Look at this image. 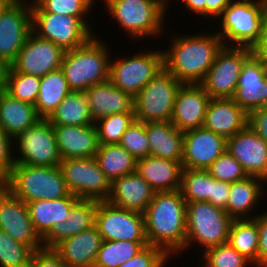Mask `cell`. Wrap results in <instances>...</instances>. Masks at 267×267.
Returning a JSON list of instances; mask_svg holds the SVG:
<instances>
[{"label":"cell","instance_id":"obj_54","mask_svg":"<svg viewBox=\"0 0 267 267\" xmlns=\"http://www.w3.org/2000/svg\"><path fill=\"white\" fill-rule=\"evenodd\" d=\"M190 11L206 17V0H180Z\"/></svg>","mask_w":267,"mask_h":267},{"label":"cell","instance_id":"obj_39","mask_svg":"<svg viewBox=\"0 0 267 267\" xmlns=\"http://www.w3.org/2000/svg\"><path fill=\"white\" fill-rule=\"evenodd\" d=\"M94 2V0H35L31 3V12L75 16L90 29L88 21L83 17L89 13L88 11L91 10Z\"/></svg>","mask_w":267,"mask_h":267},{"label":"cell","instance_id":"obj_22","mask_svg":"<svg viewBox=\"0 0 267 267\" xmlns=\"http://www.w3.org/2000/svg\"><path fill=\"white\" fill-rule=\"evenodd\" d=\"M61 159L95 157L99 148L95 124H52Z\"/></svg>","mask_w":267,"mask_h":267},{"label":"cell","instance_id":"obj_31","mask_svg":"<svg viewBox=\"0 0 267 267\" xmlns=\"http://www.w3.org/2000/svg\"><path fill=\"white\" fill-rule=\"evenodd\" d=\"M78 200V197L70 193L67 197L55 200H35L26 203L38 235L43 239L55 224L68 220V214Z\"/></svg>","mask_w":267,"mask_h":267},{"label":"cell","instance_id":"obj_41","mask_svg":"<svg viewBox=\"0 0 267 267\" xmlns=\"http://www.w3.org/2000/svg\"><path fill=\"white\" fill-rule=\"evenodd\" d=\"M134 120V113H115L96 122L99 145L119 144L122 135Z\"/></svg>","mask_w":267,"mask_h":267},{"label":"cell","instance_id":"obj_55","mask_svg":"<svg viewBox=\"0 0 267 267\" xmlns=\"http://www.w3.org/2000/svg\"><path fill=\"white\" fill-rule=\"evenodd\" d=\"M9 67V65L0 59V92L4 91L6 88L7 72Z\"/></svg>","mask_w":267,"mask_h":267},{"label":"cell","instance_id":"obj_34","mask_svg":"<svg viewBox=\"0 0 267 267\" xmlns=\"http://www.w3.org/2000/svg\"><path fill=\"white\" fill-rule=\"evenodd\" d=\"M51 124L83 126L93 124L85 92L71 91L47 118Z\"/></svg>","mask_w":267,"mask_h":267},{"label":"cell","instance_id":"obj_20","mask_svg":"<svg viewBox=\"0 0 267 267\" xmlns=\"http://www.w3.org/2000/svg\"><path fill=\"white\" fill-rule=\"evenodd\" d=\"M234 101L248 114L267 107V63L253 55L244 64L239 76Z\"/></svg>","mask_w":267,"mask_h":267},{"label":"cell","instance_id":"obj_15","mask_svg":"<svg viewBox=\"0 0 267 267\" xmlns=\"http://www.w3.org/2000/svg\"><path fill=\"white\" fill-rule=\"evenodd\" d=\"M20 155L16 164L30 166H58L61 157L57 148L52 124L47 119H40L35 125L26 129L16 138Z\"/></svg>","mask_w":267,"mask_h":267},{"label":"cell","instance_id":"obj_37","mask_svg":"<svg viewBox=\"0 0 267 267\" xmlns=\"http://www.w3.org/2000/svg\"><path fill=\"white\" fill-rule=\"evenodd\" d=\"M214 177L207 170L183 169L180 192L186 202L206 201L211 196Z\"/></svg>","mask_w":267,"mask_h":267},{"label":"cell","instance_id":"obj_49","mask_svg":"<svg viewBox=\"0 0 267 267\" xmlns=\"http://www.w3.org/2000/svg\"><path fill=\"white\" fill-rule=\"evenodd\" d=\"M258 227V267L267 265V211L254 215Z\"/></svg>","mask_w":267,"mask_h":267},{"label":"cell","instance_id":"obj_7","mask_svg":"<svg viewBox=\"0 0 267 267\" xmlns=\"http://www.w3.org/2000/svg\"><path fill=\"white\" fill-rule=\"evenodd\" d=\"M103 1L108 9L107 12L134 39L161 34L167 8L158 0Z\"/></svg>","mask_w":267,"mask_h":267},{"label":"cell","instance_id":"obj_26","mask_svg":"<svg viewBox=\"0 0 267 267\" xmlns=\"http://www.w3.org/2000/svg\"><path fill=\"white\" fill-rule=\"evenodd\" d=\"M154 194L152 187L137 172H133L111 182L107 201L120 208L144 213Z\"/></svg>","mask_w":267,"mask_h":267},{"label":"cell","instance_id":"obj_12","mask_svg":"<svg viewBox=\"0 0 267 267\" xmlns=\"http://www.w3.org/2000/svg\"><path fill=\"white\" fill-rule=\"evenodd\" d=\"M95 226L103 241H138L148 243L144 214L117 207L107 200L97 201Z\"/></svg>","mask_w":267,"mask_h":267},{"label":"cell","instance_id":"obj_30","mask_svg":"<svg viewBox=\"0 0 267 267\" xmlns=\"http://www.w3.org/2000/svg\"><path fill=\"white\" fill-rule=\"evenodd\" d=\"M40 119L33 104L12 97L5 90L0 92V127L14 140Z\"/></svg>","mask_w":267,"mask_h":267},{"label":"cell","instance_id":"obj_17","mask_svg":"<svg viewBox=\"0 0 267 267\" xmlns=\"http://www.w3.org/2000/svg\"><path fill=\"white\" fill-rule=\"evenodd\" d=\"M0 229L33 251L43 249V239L30 219L27 204L7 188L0 194Z\"/></svg>","mask_w":267,"mask_h":267},{"label":"cell","instance_id":"obj_16","mask_svg":"<svg viewBox=\"0 0 267 267\" xmlns=\"http://www.w3.org/2000/svg\"><path fill=\"white\" fill-rule=\"evenodd\" d=\"M65 52L50 40L40 38L31 32L9 68L14 72L41 78L49 72L60 69Z\"/></svg>","mask_w":267,"mask_h":267},{"label":"cell","instance_id":"obj_9","mask_svg":"<svg viewBox=\"0 0 267 267\" xmlns=\"http://www.w3.org/2000/svg\"><path fill=\"white\" fill-rule=\"evenodd\" d=\"M164 68L163 51L154 50L115 58L109 64V81L133 98Z\"/></svg>","mask_w":267,"mask_h":267},{"label":"cell","instance_id":"obj_56","mask_svg":"<svg viewBox=\"0 0 267 267\" xmlns=\"http://www.w3.org/2000/svg\"><path fill=\"white\" fill-rule=\"evenodd\" d=\"M5 188H6V179L0 176V194L5 190Z\"/></svg>","mask_w":267,"mask_h":267},{"label":"cell","instance_id":"obj_11","mask_svg":"<svg viewBox=\"0 0 267 267\" xmlns=\"http://www.w3.org/2000/svg\"><path fill=\"white\" fill-rule=\"evenodd\" d=\"M251 56V48L223 46L200 85L211 98H233L242 68Z\"/></svg>","mask_w":267,"mask_h":267},{"label":"cell","instance_id":"obj_46","mask_svg":"<svg viewBox=\"0 0 267 267\" xmlns=\"http://www.w3.org/2000/svg\"><path fill=\"white\" fill-rule=\"evenodd\" d=\"M169 255L161 248L147 244L135 256L118 267H163Z\"/></svg>","mask_w":267,"mask_h":267},{"label":"cell","instance_id":"obj_51","mask_svg":"<svg viewBox=\"0 0 267 267\" xmlns=\"http://www.w3.org/2000/svg\"><path fill=\"white\" fill-rule=\"evenodd\" d=\"M247 125L267 143V107L250 111Z\"/></svg>","mask_w":267,"mask_h":267},{"label":"cell","instance_id":"obj_53","mask_svg":"<svg viewBox=\"0 0 267 267\" xmlns=\"http://www.w3.org/2000/svg\"><path fill=\"white\" fill-rule=\"evenodd\" d=\"M233 0H206V17L218 18Z\"/></svg>","mask_w":267,"mask_h":267},{"label":"cell","instance_id":"obj_45","mask_svg":"<svg viewBox=\"0 0 267 267\" xmlns=\"http://www.w3.org/2000/svg\"><path fill=\"white\" fill-rule=\"evenodd\" d=\"M216 180L233 183L248 175L242 165L227 151L219 156L207 169Z\"/></svg>","mask_w":267,"mask_h":267},{"label":"cell","instance_id":"obj_52","mask_svg":"<svg viewBox=\"0 0 267 267\" xmlns=\"http://www.w3.org/2000/svg\"><path fill=\"white\" fill-rule=\"evenodd\" d=\"M252 55L267 63V12L258 42L252 47Z\"/></svg>","mask_w":267,"mask_h":267},{"label":"cell","instance_id":"obj_24","mask_svg":"<svg viewBox=\"0 0 267 267\" xmlns=\"http://www.w3.org/2000/svg\"><path fill=\"white\" fill-rule=\"evenodd\" d=\"M248 114L233 98H211L203 126L228 139L247 126Z\"/></svg>","mask_w":267,"mask_h":267},{"label":"cell","instance_id":"obj_14","mask_svg":"<svg viewBox=\"0 0 267 267\" xmlns=\"http://www.w3.org/2000/svg\"><path fill=\"white\" fill-rule=\"evenodd\" d=\"M32 13V32L65 51L83 46L94 34L78 17L47 12Z\"/></svg>","mask_w":267,"mask_h":267},{"label":"cell","instance_id":"obj_35","mask_svg":"<svg viewBox=\"0 0 267 267\" xmlns=\"http://www.w3.org/2000/svg\"><path fill=\"white\" fill-rule=\"evenodd\" d=\"M95 158L110 182L136 172L137 160L120 144L99 145Z\"/></svg>","mask_w":267,"mask_h":267},{"label":"cell","instance_id":"obj_43","mask_svg":"<svg viewBox=\"0 0 267 267\" xmlns=\"http://www.w3.org/2000/svg\"><path fill=\"white\" fill-rule=\"evenodd\" d=\"M204 267H247L253 263L228 242L203 251Z\"/></svg>","mask_w":267,"mask_h":267},{"label":"cell","instance_id":"obj_57","mask_svg":"<svg viewBox=\"0 0 267 267\" xmlns=\"http://www.w3.org/2000/svg\"><path fill=\"white\" fill-rule=\"evenodd\" d=\"M161 4H163V6L165 7V8H167L168 9V0H167V2H166V0H158ZM167 6V7H166Z\"/></svg>","mask_w":267,"mask_h":267},{"label":"cell","instance_id":"obj_13","mask_svg":"<svg viewBox=\"0 0 267 267\" xmlns=\"http://www.w3.org/2000/svg\"><path fill=\"white\" fill-rule=\"evenodd\" d=\"M7 0L0 7V59L11 65L32 32L31 4Z\"/></svg>","mask_w":267,"mask_h":267},{"label":"cell","instance_id":"obj_10","mask_svg":"<svg viewBox=\"0 0 267 267\" xmlns=\"http://www.w3.org/2000/svg\"><path fill=\"white\" fill-rule=\"evenodd\" d=\"M59 167L67 189L79 199L105 201L111 182L100 169L95 157L62 159Z\"/></svg>","mask_w":267,"mask_h":267},{"label":"cell","instance_id":"obj_6","mask_svg":"<svg viewBox=\"0 0 267 267\" xmlns=\"http://www.w3.org/2000/svg\"><path fill=\"white\" fill-rule=\"evenodd\" d=\"M233 220L225 210L210 202H186L185 249L192 241L204 250L227 243Z\"/></svg>","mask_w":267,"mask_h":267},{"label":"cell","instance_id":"obj_47","mask_svg":"<svg viewBox=\"0 0 267 267\" xmlns=\"http://www.w3.org/2000/svg\"><path fill=\"white\" fill-rule=\"evenodd\" d=\"M13 140L14 139L0 127V176L4 179L9 177L15 165V156L12 154V148L14 149V147H12L14 146L12 143Z\"/></svg>","mask_w":267,"mask_h":267},{"label":"cell","instance_id":"obj_27","mask_svg":"<svg viewBox=\"0 0 267 267\" xmlns=\"http://www.w3.org/2000/svg\"><path fill=\"white\" fill-rule=\"evenodd\" d=\"M182 163L146 156L137 160L136 172L155 192L180 190Z\"/></svg>","mask_w":267,"mask_h":267},{"label":"cell","instance_id":"obj_8","mask_svg":"<svg viewBox=\"0 0 267 267\" xmlns=\"http://www.w3.org/2000/svg\"><path fill=\"white\" fill-rule=\"evenodd\" d=\"M182 82L165 68L160 70L134 97L135 120L171 121L177 93Z\"/></svg>","mask_w":267,"mask_h":267},{"label":"cell","instance_id":"obj_21","mask_svg":"<svg viewBox=\"0 0 267 267\" xmlns=\"http://www.w3.org/2000/svg\"><path fill=\"white\" fill-rule=\"evenodd\" d=\"M210 100L200 84H183L175 99L171 123L182 132L201 128Z\"/></svg>","mask_w":267,"mask_h":267},{"label":"cell","instance_id":"obj_5","mask_svg":"<svg viewBox=\"0 0 267 267\" xmlns=\"http://www.w3.org/2000/svg\"><path fill=\"white\" fill-rule=\"evenodd\" d=\"M267 12L265 0H233L218 17L224 46L251 48L258 42ZM234 44V45H233Z\"/></svg>","mask_w":267,"mask_h":267},{"label":"cell","instance_id":"obj_42","mask_svg":"<svg viewBox=\"0 0 267 267\" xmlns=\"http://www.w3.org/2000/svg\"><path fill=\"white\" fill-rule=\"evenodd\" d=\"M34 251L0 229V267H29Z\"/></svg>","mask_w":267,"mask_h":267},{"label":"cell","instance_id":"obj_29","mask_svg":"<svg viewBox=\"0 0 267 267\" xmlns=\"http://www.w3.org/2000/svg\"><path fill=\"white\" fill-rule=\"evenodd\" d=\"M145 130L149 141V156L182 163L184 133L171 121L146 122Z\"/></svg>","mask_w":267,"mask_h":267},{"label":"cell","instance_id":"obj_58","mask_svg":"<svg viewBox=\"0 0 267 267\" xmlns=\"http://www.w3.org/2000/svg\"><path fill=\"white\" fill-rule=\"evenodd\" d=\"M7 0H0V7L6 2Z\"/></svg>","mask_w":267,"mask_h":267},{"label":"cell","instance_id":"obj_25","mask_svg":"<svg viewBox=\"0 0 267 267\" xmlns=\"http://www.w3.org/2000/svg\"><path fill=\"white\" fill-rule=\"evenodd\" d=\"M102 242V237L94 225L62 240L53 250L68 267H94Z\"/></svg>","mask_w":267,"mask_h":267},{"label":"cell","instance_id":"obj_38","mask_svg":"<svg viewBox=\"0 0 267 267\" xmlns=\"http://www.w3.org/2000/svg\"><path fill=\"white\" fill-rule=\"evenodd\" d=\"M143 247L138 241H103L94 267H118L135 256Z\"/></svg>","mask_w":267,"mask_h":267},{"label":"cell","instance_id":"obj_2","mask_svg":"<svg viewBox=\"0 0 267 267\" xmlns=\"http://www.w3.org/2000/svg\"><path fill=\"white\" fill-rule=\"evenodd\" d=\"M163 51L164 68L183 84H200L224 44L216 33L173 36Z\"/></svg>","mask_w":267,"mask_h":267},{"label":"cell","instance_id":"obj_50","mask_svg":"<svg viewBox=\"0 0 267 267\" xmlns=\"http://www.w3.org/2000/svg\"><path fill=\"white\" fill-rule=\"evenodd\" d=\"M230 189L231 183L219 181L214 178L211 196L206 201L210 202L214 207L226 210Z\"/></svg>","mask_w":267,"mask_h":267},{"label":"cell","instance_id":"obj_1","mask_svg":"<svg viewBox=\"0 0 267 267\" xmlns=\"http://www.w3.org/2000/svg\"><path fill=\"white\" fill-rule=\"evenodd\" d=\"M143 214L149 244L169 256L185 249L186 201L180 190L155 192Z\"/></svg>","mask_w":267,"mask_h":267},{"label":"cell","instance_id":"obj_40","mask_svg":"<svg viewBox=\"0 0 267 267\" xmlns=\"http://www.w3.org/2000/svg\"><path fill=\"white\" fill-rule=\"evenodd\" d=\"M39 86L40 77L8 69L5 91L12 97L35 105L39 95Z\"/></svg>","mask_w":267,"mask_h":267},{"label":"cell","instance_id":"obj_19","mask_svg":"<svg viewBox=\"0 0 267 267\" xmlns=\"http://www.w3.org/2000/svg\"><path fill=\"white\" fill-rule=\"evenodd\" d=\"M183 133V169L206 170L226 151V139L204 127Z\"/></svg>","mask_w":267,"mask_h":267},{"label":"cell","instance_id":"obj_23","mask_svg":"<svg viewBox=\"0 0 267 267\" xmlns=\"http://www.w3.org/2000/svg\"><path fill=\"white\" fill-rule=\"evenodd\" d=\"M85 94L93 124L115 113H134V98L109 80L89 87Z\"/></svg>","mask_w":267,"mask_h":267},{"label":"cell","instance_id":"obj_36","mask_svg":"<svg viewBox=\"0 0 267 267\" xmlns=\"http://www.w3.org/2000/svg\"><path fill=\"white\" fill-rule=\"evenodd\" d=\"M228 243L258 267V227L255 219H234Z\"/></svg>","mask_w":267,"mask_h":267},{"label":"cell","instance_id":"obj_3","mask_svg":"<svg viewBox=\"0 0 267 267\" xmlns=\"http://www.w3.org/2000/svg\"><path fill=\"white\" fill-rule=\"evenodd\" d=\"M96 38L93 36L83 46L65 52L60 68L72 91L85 92L109 80L110 51L105 42Z\"/></svg>","mask_w":267,"mask_h":267},{"label":"cell","instance_id":"obj_4","mask_svg":"<svg viewBox=\"0 0 267 267\" xmlns=\"http://www.w3.org/2000/svg\"><path fill=\"white\" fill-rule=\"evenodd\" d=\"M6 188L25 203L55 200L70 194L59 165L46 167L15 163L6 179Z\"/></svg>","mask_w":267,"mask_h":267},{"label":"cell","instance_id":"obj_28","mask_svg":"<svg viewBox=\"0 0 267 267\" xmlns=\"http://www.w3.org/2000/svg\"><path fill=\"white\" fill-rule=\"evenodd\" d=\"M96 210V200L79 199L72 206L68 214V220L55 224L43 238V247L53 249L62 240L93 227Z\"/></svg>","mask_w":267,"mask_h":267},{"label":"cell","instance_id":"obj_44","mask_svg":"<svg viewBox=\"0 0 267 267\" xmlns=\"http://www.w3.org/2000/svg\"><path fill=\"white\" fill-rule=\"evenodd\" d=\"M119 144L136 160L149 156V141L146 136L145 123L134 120L122 135Z\"/></svg>","mask_w":267,"mask_h":267},{"label":"cell","instance_id":"obj_48","mask_svg":"<svg viewBox=\"0 0 267 267\" xmlns=\"http://www.w3.org/2000/svg\"><path fill=\"white\" fill-rule=\"evenodd\" d=\"M29 267H68L61 257L53 250L43 248L34 251Z\"/></svg>","mask_w":267,"mask_h":267},{"label":"cell","instance_id":"obj_32","mask_svg":"<svg viewBox=\"0 0 267 267\" xmlns=\"http://www.w3.org/2000/svg\"><path fill=\"white\" fill-rule=\"evenodd\" d=\"M264 180L254 176L231 183V189L227 201V214L233 219H254L249 212L260 201ZM248 212V213H247ZM249 216H248V215ZM251 216V217H250ZM243 217V218H242Z\"/></svg>","mask_w":267,"mask_h":267},{"label":"cell","instance_id":"obj_18","mask_svg":"<svg viewBox=\"0 0 267 267\" xmlns=\"http://www.w3.org/2000/svg\"><path fill=\"white\" fill-rule=\"evenodd\" d=\"M226 151L242 165L248 176L267 182V143L248 125L226 139Z\"/></svg>","mask_w":267,"mask_h":267},{"label":"cell","instance_id":"obj_33","mask_svg":"<svg viewBox=\"0 0 267 267\" xmlns=\"http://www.w3.org/2000/svg\"><path fill=\"white\" fill-rule=\"evenodd\" d=\"M71 91L61 68L42 76L39 95L34 105L38 115L47 119Z\"/></svg>","mask_w":267,"mask_h":267}]
</instances>
